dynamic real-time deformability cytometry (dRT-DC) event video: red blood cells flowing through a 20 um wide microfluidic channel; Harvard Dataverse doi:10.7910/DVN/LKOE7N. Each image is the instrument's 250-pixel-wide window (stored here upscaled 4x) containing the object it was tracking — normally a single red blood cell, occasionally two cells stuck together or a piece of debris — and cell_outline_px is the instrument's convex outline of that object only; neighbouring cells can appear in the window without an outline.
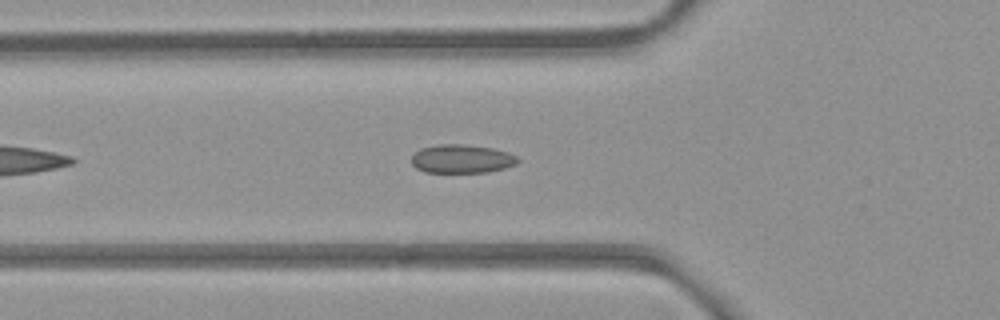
{"species": "common noctule bat (a hibernating species)", "species_latin": "Nyctalus noctula", "temperature_condition": "room temperature", "stored_images_in_passage": 42, "camera_frame_rate_fps": 3000, "um_per_image_px": 0.085, "animal": {"sex": "female", "body_mass_g": 21.9}, "frame": {"image": 1, "passage_image": 7, "time_ms": 2.0, "image_size_px": [1000, 320], "cell_outline_px": [[520, 160], [516, 164], [504, 168], [488, 172], [424, 172], [416, 168], [412, 164], [412, 156], [420, 148], [440, 144], [464, 144], [492, 148], [508, 152], [516, 156]], "centroid_in_image_um": [39.25, 13.5], "position_along_channel_um": 86.6, "area_um2": 17.69}}
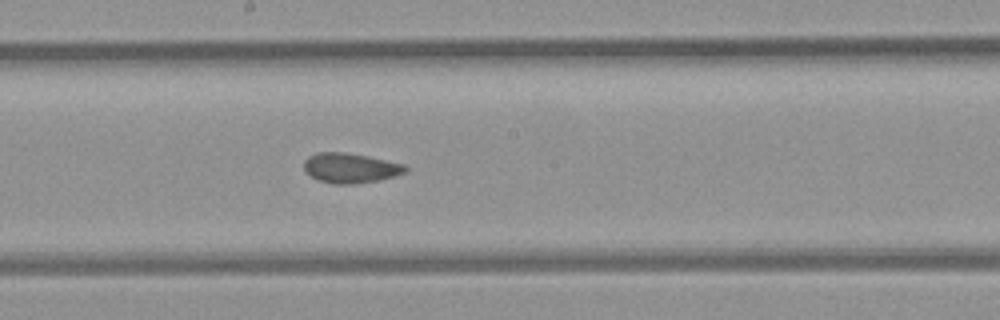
{"frame": {"image": 2, "passage_image": 17, "time_ms": 5.333, "image_size_px": [1000, 320], "cell_outline_px": [[408, 172], [380, 180], [356, 184], [332, 184], [320, 180], [312, 176], [304, 168], [304, 160], [308, 156], [316, 152], [344, 152], [368, 156], [404, 164], [408, 168]], "centroid_in_image_um": [29.81, 14.28], "position_along_channel_um": 218.4, "area_um2": 17.74}}
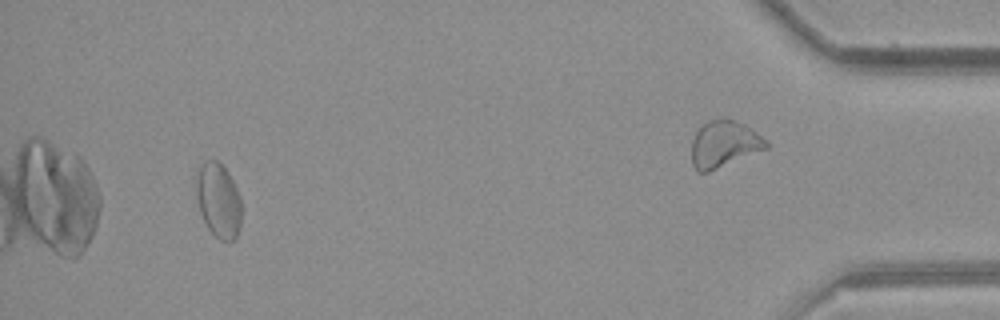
{"frame": {"image": 3, "passage_image": 38, "time_ms": 12.333, "image_size_px": [1000, 320], "cell_outline_px": [[240, 228], [236, 236], [232, 240], [220, 240], [208, 228], [200, 212], [196, 192], [196, 180], [200, 164], [204, 160], [216, 160], [228, 172], [240, 196]], "centroid_in_image_um": [18.56, 17.01], "position_along_channel_um": 416.6, "area_um2": 19.36}, "authors_computed_cell_mechanics": {"area_um2": 17.918, "velocity_mm_per_s": 3.9209, "shape_relaxation_time_tau1_ms": null, "shape_relaxation_time_tau2_ms": 1.6264, "deformation_change_tau1": null, "deformation_change_tau2": 0.0713}}